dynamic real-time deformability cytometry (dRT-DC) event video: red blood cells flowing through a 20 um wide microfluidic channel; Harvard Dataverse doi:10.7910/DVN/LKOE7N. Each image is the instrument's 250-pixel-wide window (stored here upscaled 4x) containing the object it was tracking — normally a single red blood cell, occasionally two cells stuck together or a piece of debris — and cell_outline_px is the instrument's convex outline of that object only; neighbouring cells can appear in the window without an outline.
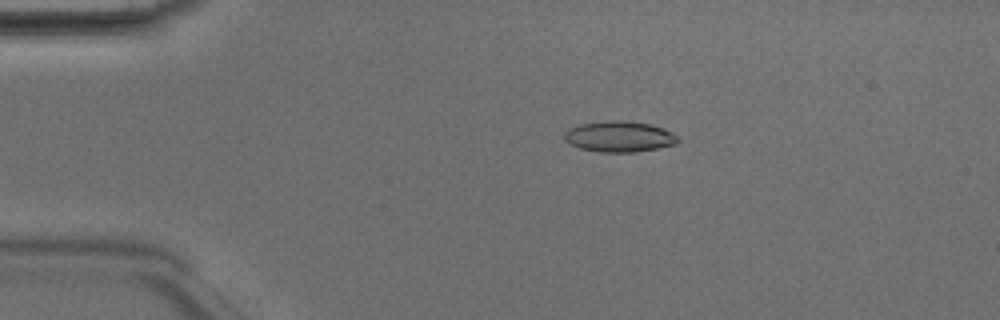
{"species": "Egyptian fruit bat (a non-hibernating species)", "species_latin": "Rousettus aegyptiacus", "temperature_condition": "room temperature", "stored_images_in_passage": 46, "camera_frame_rate_fps": 3000, "um_per_image_px": 0.085, "animal": {"sex": "male"}, "frame": {"image": 1, "passage_image": 7, "time_ms": 2.0, "image_size_px": [1000, 320], "cell_outline_px": [[680, 140], [676, 144], [636, 152], [600, 152], [580, 148], [568, 144], [564, 140], [564, 132], [568, 128], [580, 124], [608, 120], [628, 120], [648, 124], [664, 128], [680, 136]], "centroid_in_image_um": [52.64, 11.6], "position_along_channel_um": 32.4, "area_um2": 20.69}}
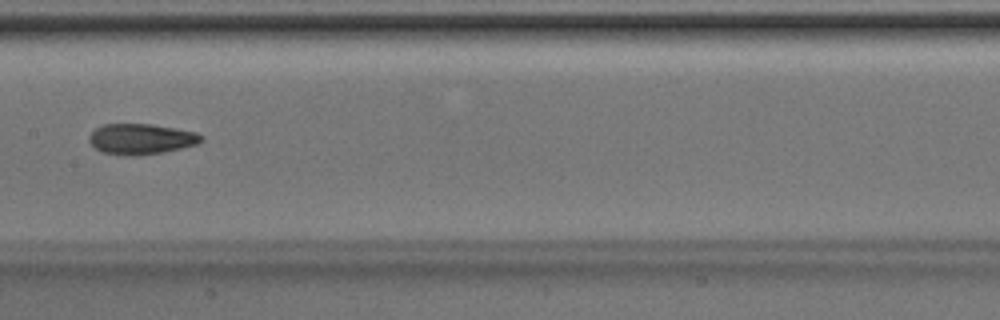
{"frame": {"image": 2, "passage_image": 22, "time_ms": 7.0, "image_size_px": [1000, 320], "cell_outline_px": [[204, 140], [196, 144], [180, 148], [160, 152], [132, 156], [124, 156], [104, 152], [96, 148], [88, 140], [88, 136], [96, 128], [104, 124], [152, 124], [176, 128], [196, 132], [204, 136]], "centroid_in_image_um": [12.0, 11.8], "position_along_channel_um": 195.4, "area_um2": 19.88}}
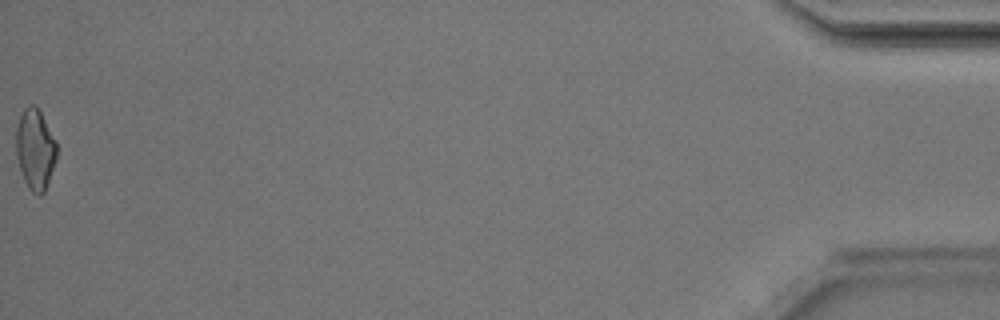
{"frame": {"image": 3, "passage_image": 46, "time_ms": 15.0, "image_size_px": [1000, 320], "cell_outline_px": [[56, 160], [44, 192], [40, 196], [32, 192], [28, 188], [24, 180], [16, 156], [16, 128], [20, 116], [24, 108], [28, 104], [32, 104], [40, 112], [56, 140]], "centroid_in_image_um": [2.98, 12.7], "position_along_channel_um": 432.2, "area_um2": 18.96}, "authors_computed_cell_mechanics": {"area_um2": 19.2763, "velocity_mm_per_s": 4.202, "shape_relaxation_time_tau1_ms": 7.347, "shape_relaxation_time_tau2_ms": 2.5217, "deformation_change_tau1": 0.1971, "deformation_change_tau2": 0.0917}}